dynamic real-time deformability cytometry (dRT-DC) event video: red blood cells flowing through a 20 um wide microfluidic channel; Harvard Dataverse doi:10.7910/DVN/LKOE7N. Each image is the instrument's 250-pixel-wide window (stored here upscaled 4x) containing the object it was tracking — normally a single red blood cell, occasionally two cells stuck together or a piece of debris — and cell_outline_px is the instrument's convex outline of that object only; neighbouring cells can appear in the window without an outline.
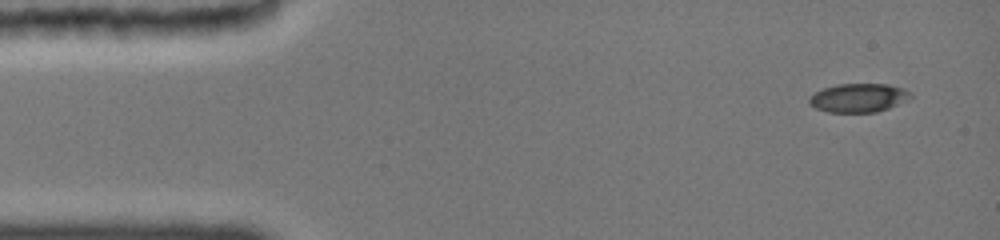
{"species": "common noctule bat (a hibernating species)", "species_latin": "Nyctalus noctula", "temperature_condition": "cold", "stored_images_in_passage": 7, "camera_frame_rate_fps": 3000, "um_per_image_px": 0.085, "animal": {"sex": "female", "body_mass_g": 19.0, "forearm_length_mm": 51.5}, "frame": {"image": 1, "passage_image": 1, "time_ms": 0.0, "image_size_px": [1000, 240], "cell_outline_px": [[912, 96], [908, 100], [888, 108], [876, 112], [828, 112], [816, 108], [808, 104], [808, 96], [824, 88], [836, 84], [888, 84], [904, 88], [912, 92]], "centroid_in_image_um": [72.98, 8.31], "position_along_channel_um": 12.0, "area_um2": 17.11}}
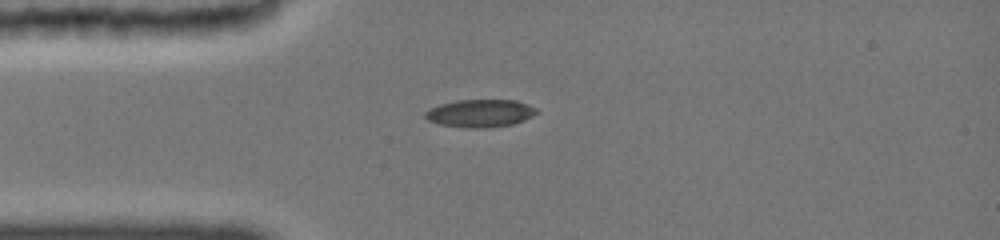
{"frame": {"image": 2, "passage_image": 5, "time_ms": 3.0, "image_size_px": [1000, 240], "cell_outline_px": [[536, 112], [512, 124], [440, 124], [428, 120], [424, 116], [424, 112], [440, 104], [456, 100], [516, 100], [528, 104], [536, 108]], "centroid_in_image_um": [40.78, 9.53], "position_along_channel_um": 44.2, "area_um2": 16.36}}
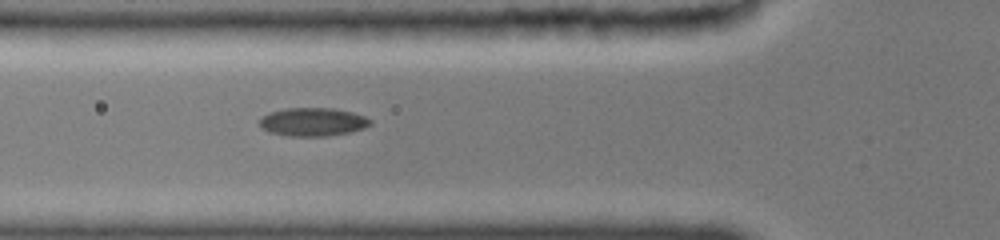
{"frame": {"image": 3, "passage_image": 7, "time_ms": 4.667, "image_size_px": [1000, 240], "cell_outline_px": [[372, 124], [364, 128], [348, 132], [324, 136], [288, 136], [272, 132], [264, 128], [260, 124], [260, 120], [268, 112], [284, 108], [336, 108], [352, 112], [364, 116], [372, 120]], "centroid_in_image_um": [26.62, 10.35], "position_along_channel_um": 99.2, "area_um2": 18.15}}